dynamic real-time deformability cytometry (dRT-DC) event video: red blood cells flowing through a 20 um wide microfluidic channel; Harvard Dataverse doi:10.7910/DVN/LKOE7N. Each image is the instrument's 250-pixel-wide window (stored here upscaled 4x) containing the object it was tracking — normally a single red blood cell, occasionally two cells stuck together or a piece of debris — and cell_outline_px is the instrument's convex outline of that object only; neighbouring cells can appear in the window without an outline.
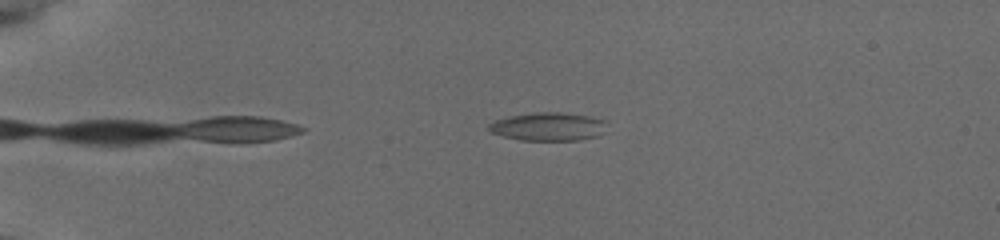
{"species": "common noctule bat (a hibernating species)", "species_latin": "Nyctalus noctula", "temperature_condition": "cold", "stored_images_in_passage": 12, "camera_frame_rate_fps": 3000, "um_per_image_px": 0.085, "animal": {"sex": "female", "body_mass_g": 19.5, "forearm_length_mm": 54.1}, "frame": {"image": 1, "passage_image": 9, "time_ms": 2.667, "image_size_px": [1000, 240], "cell_outline_px": [[604, 120], [596, 136], [576, 140], [520, 140], [504, 136], [492, 132], [488, 128], [488, 124], [496, 120], [508, 116], [536, 112], [560, 112], [588, 116]], "centroid_in_image_um": [46.49, 10.75], "position_along_channel_um": 38.5, "area_um2": 18.84}}